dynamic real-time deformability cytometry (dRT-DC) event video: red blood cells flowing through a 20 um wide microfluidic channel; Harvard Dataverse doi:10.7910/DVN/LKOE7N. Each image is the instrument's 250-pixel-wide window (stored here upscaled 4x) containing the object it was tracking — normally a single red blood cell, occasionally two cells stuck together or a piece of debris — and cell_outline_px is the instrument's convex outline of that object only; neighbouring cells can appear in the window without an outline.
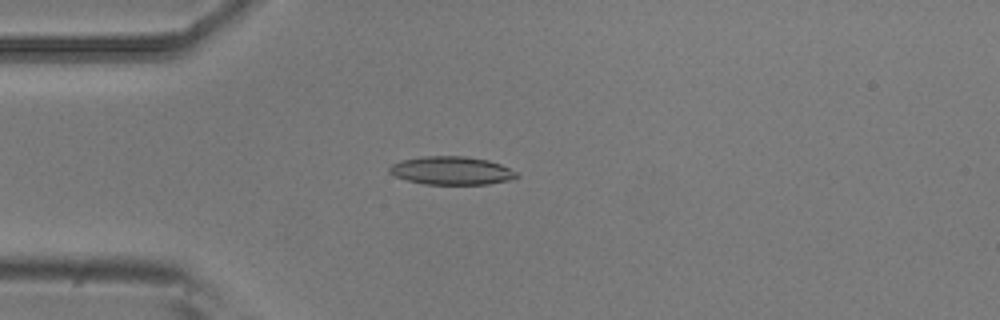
{"species": "common noctule bat (a hibernating species)", "species_latin": "Nyctalus noctula", "temperature_condition": "room temperature", "stored_images_in_passage": 4, "camera_frame_rate_fps": 3000, "um_per_image_px": 0.085, "animal": {"sex": "male", "body_mass_g": 20.5, "forearm_length_mm": 52.5}, "frame": {"image": 1, "passage_image": 3, "time_ms": 0.667, "image_size_px": [1000, 320], "cell_outline_px": [[520, 176], [508, 180], [488, 184], [424, 184], [408, 180], [396, 176], [388, 172], [388, 168], [392, 164], [400, 160], [420, 156], [464, 156], [488, 160], [500, 164], [516, 172]], "centroid_in_image_um": [38.35, 14.49], "position_along_channel_um": 46.7, "area_um2": 20.87}}